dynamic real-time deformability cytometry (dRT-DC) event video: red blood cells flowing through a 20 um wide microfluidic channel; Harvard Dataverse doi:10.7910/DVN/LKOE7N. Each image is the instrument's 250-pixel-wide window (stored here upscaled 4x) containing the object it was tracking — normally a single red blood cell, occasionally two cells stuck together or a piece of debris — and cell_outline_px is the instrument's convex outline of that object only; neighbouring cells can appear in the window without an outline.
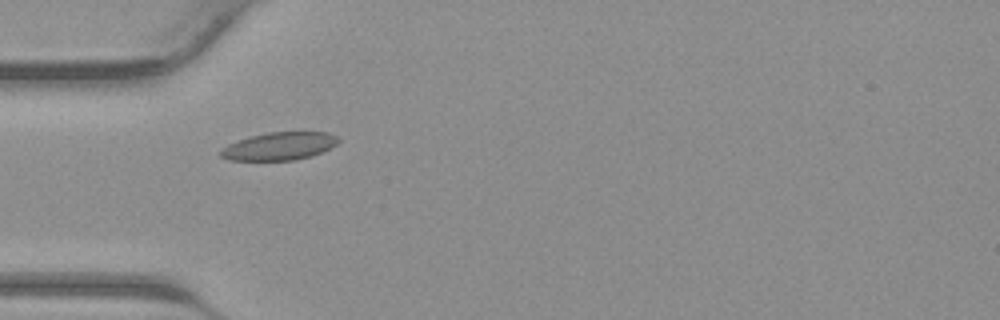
{"species": "common noctule bat (a hibernating species)", "species_latin": "Nyctalus noctula", "temperature_condition": "warm", "stored_images_in_passage": 26, "camera_frame_rate_fps": 3000, "um_per_image_px": 0.085, "animal": {"sex": "male", "body_mass_g": 23.1, "forearm_length_mm": 52.7}, "frame": {"image": 1, "passage_image": 1, "time_ms": 0.0, "image_size_px": [1000, 320], "cell_outline_px": [[340, 140], [336, 144], [312, 156], [292, 160], [228, 160], [220, 156], [220, 152], [228, 144], [252, 136], [268, 132], [328, 132], [340, 136]], "centroid_in_image_um": [23.78, 12.42], "position_along_channel_um": 61.2, "area_um2": 18.9}}
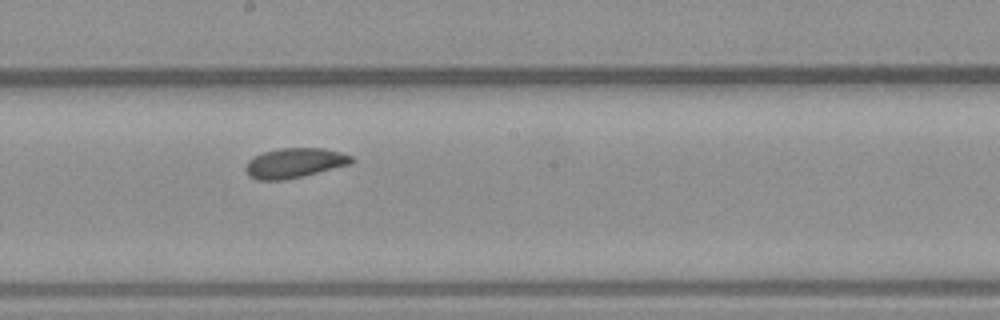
{"frame": {"image": 2, "passage_image": 11, "time_ms": 3.333, "image_size_px": [1000, 320], "cell_outline_px": [[356, 160], [352, 164], [284, 180], [256, 180], [248, 176], [244, 168], [248, 160], [264, 152], [280, 148], [324, 148], [340, 152], [352, 156]], "centroid_in_image_um": [25.04, 13.85], "position_along_channel_um": 223.2, "area_um2": 18.44}}
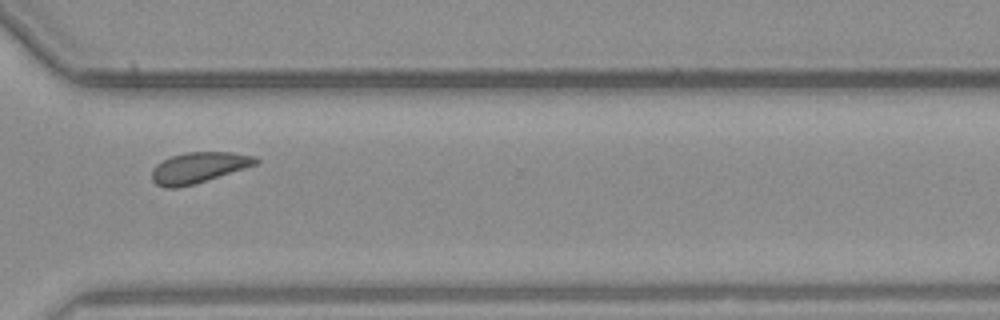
{"frame": {"image": 3, "passage_image": 19, "time_ms": 6.0, "image_size_px": [1000, 320], "cell_outline_px": [[260, 160], [256, 164], [244, 168], [192, 184], [176, 188], [164, 188], [156, 184], [152, 180], [152, 168], [156, 164], [172, 156], [188, 152], [232, 152], [256, 156]], "centroid_in_image_um": [16.86, 14.24], "position_along_channel_um": 353.7, "area_um2": 18.32}}